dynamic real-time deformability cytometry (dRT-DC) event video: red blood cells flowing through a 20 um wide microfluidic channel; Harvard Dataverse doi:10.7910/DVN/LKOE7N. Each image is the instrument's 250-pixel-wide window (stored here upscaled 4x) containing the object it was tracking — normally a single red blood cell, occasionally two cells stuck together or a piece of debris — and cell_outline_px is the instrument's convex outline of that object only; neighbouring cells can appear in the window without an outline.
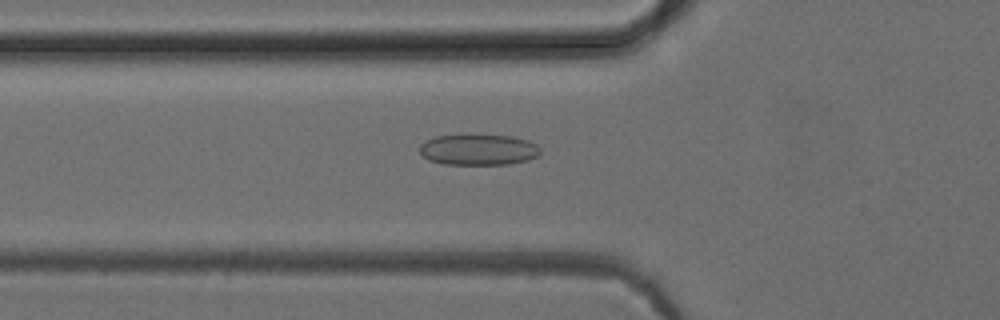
{"species": "common noctule bat (a hibernating species)", "species_latin": "Nyctalus noctula", "temperature_condition": "cold", "stored_images_in_passage": 36, "camera_frame_rate_fps": 3000, "um_per_image_px": 0.085, "animal": {"sex": "female", "body_mass_g": 24.6, "forearm_length_mm": 56.2}, "frame": {"image": 1, "passage_image": 3, "time_ms": 0.667, "image_size_px": [1000, 320], "cell_outline_px": [[540, 156], [528, 160], [508, 164], [444, 164], [428, 160], [420, 152], [420, 144], [424, 140], [436, 136], [460, 132], [472, 132], [512, 136], [528, 140], [536, 144], [540, 148]], "centroid_in_image_um": [40.65, 12.66], "position_along_channel_um": 85.2, "area_um2": 22.83}}
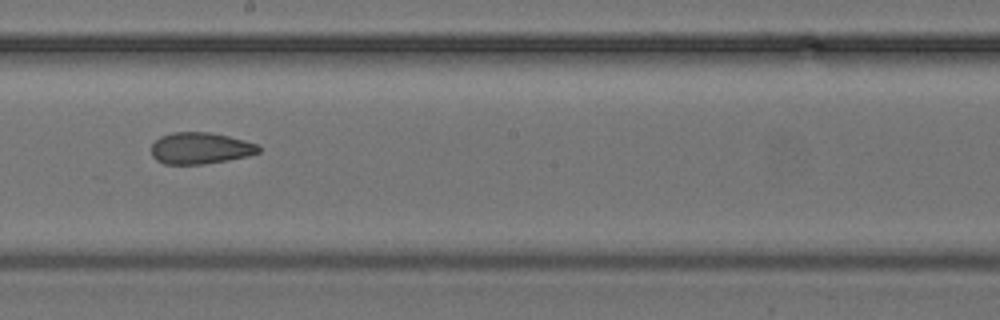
{"frame": {"image": 2, "passage_image": 14, "time_ms": 4.333, "image_size_px": [1000, 320], "cell_outline_px": [[260, 152], [248, 156], [228, 160], [204, 164], [164, 164], [156, 160], [152, 156], [152, 144], [160, 136], [172, 132], [208, 132], [228, 136], [244, 140], [256, 144], [260, 148]], "centroid_in_image_um": [17.01, 12.6], "position_along_channel_um": 231.2, "area_um2": 19.71}}
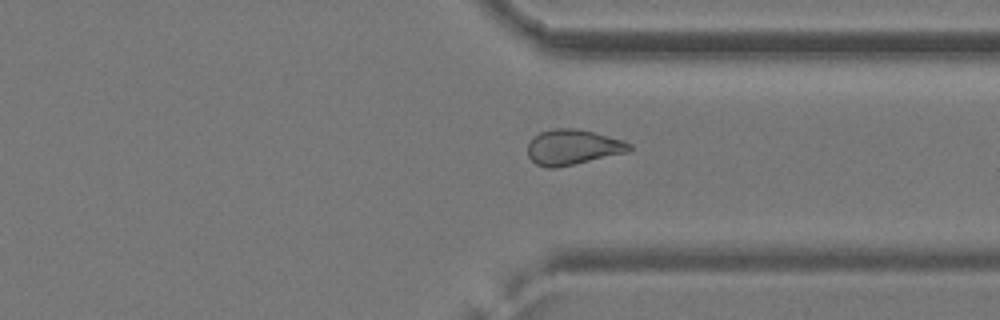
{"frame": {"image": 3, "passage_image": 24, "time_ms": 7.667, "image_size_px": [1000, 320], "cell_outline_px": [[632, 148], [628, 152], [556, 168], [548, 168], [536, 164], [528, 156], [528, 144], [532, 136], [540, 132], [552, 128], [576, 128], [624, 140], [632, 144]], "centroid_in_image_um": [48.67, 12.5], "position_along_channel_um": 362.7, "area_um2": 20.98}, "authors_computed_cell_mechanics": {"area_um2": 20.4323, "velocity_mm_per_s": 3.9555, "shape_relaxation_time_tau1_ms": null, "shape_relaxation_time_tau2_ms": 2.7157, "deformation_change_tau1": null, "deformation_change_tau2": 0.0937}}